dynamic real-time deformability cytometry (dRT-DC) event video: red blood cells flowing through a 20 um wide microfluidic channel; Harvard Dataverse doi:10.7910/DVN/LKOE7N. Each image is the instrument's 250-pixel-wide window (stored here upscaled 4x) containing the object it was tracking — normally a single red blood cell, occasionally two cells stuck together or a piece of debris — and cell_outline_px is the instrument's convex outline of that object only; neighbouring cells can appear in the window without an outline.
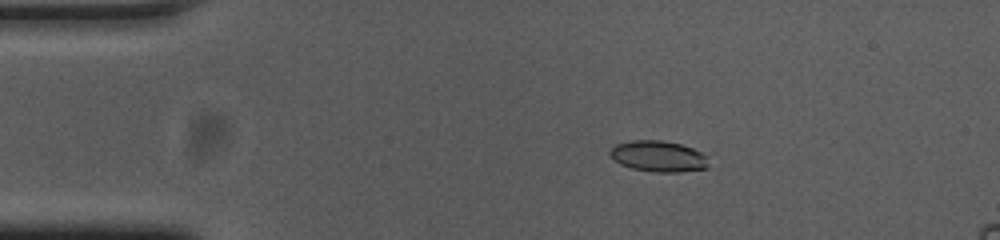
{"species": "common noctule bat (a hibernating species)", "species_latin": "Nyctalus noctula", "temperature_condition": "cold", "stored_images_in_passage": 54, "camera_frame_rate_fps": 3000, "um_per_image_px": 0.085, "animal": {"sex": "female", "body_mass_g": 23.0, "forearm_length_mm": 53.4}, "frame": {"image": 1, "passage_image": 9, "time_ms": 2.667, "image_size_px": [1000, 240], "cell_outline_px": [[708, 168], [680, 172], [656, 172], [632, 168], [620, 164], [608, 152], [616, 144], [632, 140], [660, 140], [680, 144], [692, 148], [700, 152], [704, 156], [708, 164]], "centroid_in_image_um": [55.95, 13.28], "position_along_channel_um": 29.0, "area_um2": 17.57}}
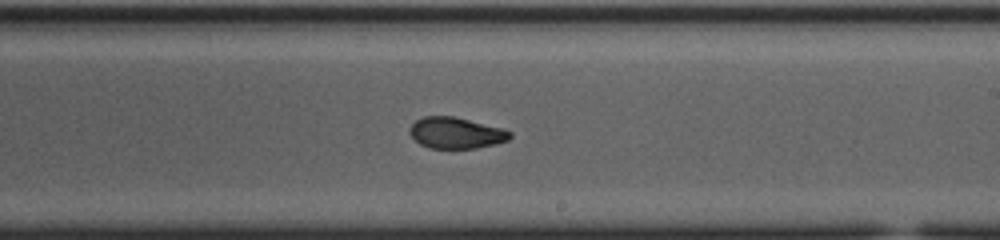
{"frame": {"image": 2, "passage_image": 31, "time_ms": 10.0, "image_size_px": [1000, 240], "cell_outline_px": [[512, 136], [508, 140], [496, 144], [476, 148], [428, 148], [420, 144], [408, 132], [408, 128], [416, 120], [424, 116], [452, 116], [504, 128], [512, 132]], "centroid_in_image_um": [38.77, 11.3], "position_along_channel_um": 250.2, "area_um2": 18.32}}
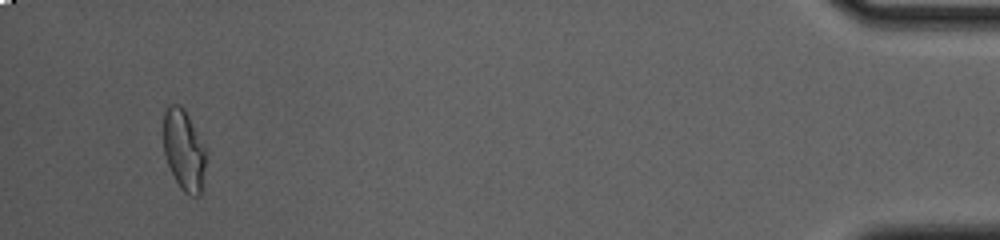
{"frame": {"image": 3, "passage_image": 51, "time_ms": 16.667, "image_size_px": [1000, 240], "cell_outline_px": [[204, 188], [200, 196], [192, 196], [184, 192], [180, 188], [168, 164], [164, 152], [164, 112], [168, 104], [180, 104], [184, 108], [204, 148]], "centroid_in_image_um": [15.62, 12.79], "position_along_channel_um": 419.6, "area_um2": 19.71}}